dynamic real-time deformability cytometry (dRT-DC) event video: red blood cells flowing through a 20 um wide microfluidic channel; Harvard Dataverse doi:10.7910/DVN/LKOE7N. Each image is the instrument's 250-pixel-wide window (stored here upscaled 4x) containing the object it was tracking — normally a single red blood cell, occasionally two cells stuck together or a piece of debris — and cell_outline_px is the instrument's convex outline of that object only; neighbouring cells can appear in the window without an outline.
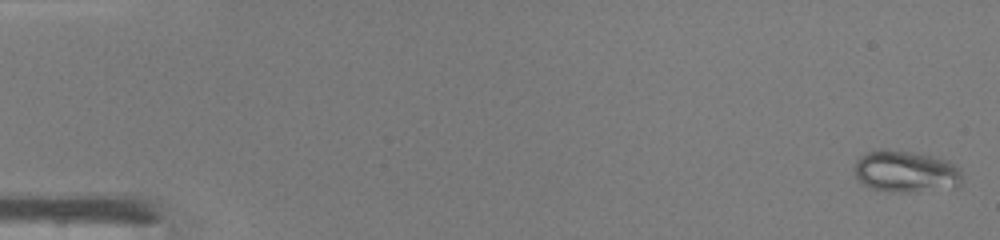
{"species": "common noctule bat (a hibernating species)", "species_latin": "Nyctalus noctula", "temperature_condition": "warm", "stored_images_in_passage": 47, "camera_frame_rate_fps": 3000, "um_per_image_px": 0.085, "animal": {"sex": "male", "body_mass_g": 19.0, "forearm_length_mm": 50.8}, "frame": {"image": 1, "passage_image": 1, "time_ms": 0.0, "image_size_px": [1000, 240], "cell_outline_px": [[960, 188], [908, 192], [892, 192], [872, 188], [864, 184], [856, 176], [856, 160], [864, 152], [880, 148], [884, 148], [912, 152], [932, 156], [948, 160], [960, 168]], "centroid_in_image_um": [77.01, 14.57], "position_along_channel_um": 8.0, "area_um2": 26.47}}
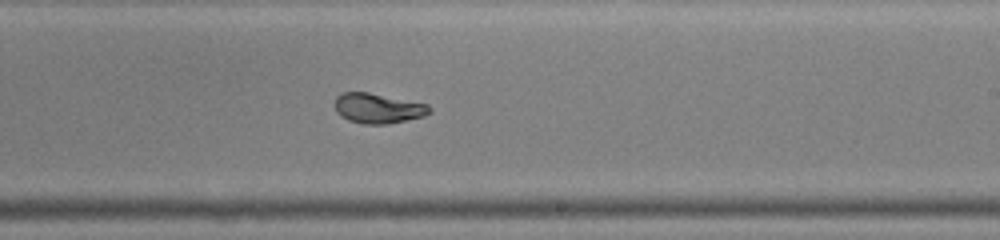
{"frame": {"image": 2, "passage_image": 29, "time_ms": 9.333, "image_size_px": [1000, 240], "cell_outline_px": [[432, 112], [424, 116], [388, 124], [364, 124], [348, 120], [340, 116], [336, 112], [336, 96], [344, 92], [368, 92], [428, 104], [432, 108]], "centroid_in_image_um": [32.15, 9.21], "position_along_channel_um": 256.9, "area_um2": 16.59}}
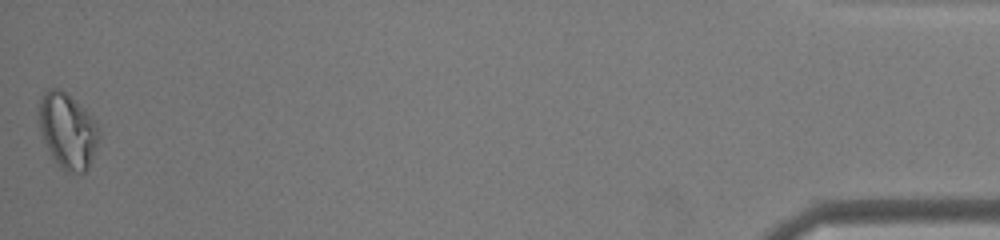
{"frame": {"image": 3, "passage_image": 47, "time_ms": 15.333, "image_size_px": [1000, 240], "cell_outline_px": [[96, 144], [88, 168], [84, 172], [64, 172], [52, 160], [40, 132], [40, 96], [48, 88], [60, 88], [84, 108], [96, 120]], "centroid_in_image_um": [5.7, 11.12], "position_along_channel_um": 429.5, "area_um2": 26.01}, "authors_computed_cell_mechanics": {"area_um2": 19.1318, "velocity_mm_per_s": 4.3472, "shape_relaxation_time_tau1_ms": 6.8659, "shape_relaxation_time_tau2_ms": null, "deformation_change_tau1": 0.203, "deformation_change_tau2": null}}